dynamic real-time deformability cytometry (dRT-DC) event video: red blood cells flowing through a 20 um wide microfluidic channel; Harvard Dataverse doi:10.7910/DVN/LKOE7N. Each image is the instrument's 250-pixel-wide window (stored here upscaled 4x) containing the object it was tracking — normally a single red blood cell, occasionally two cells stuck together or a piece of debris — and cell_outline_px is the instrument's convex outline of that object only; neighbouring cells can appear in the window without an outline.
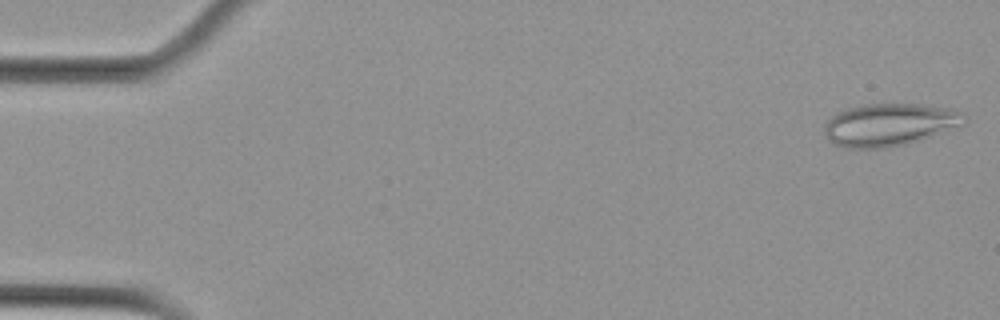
{"species": "Egyptian fruit bat (a non-hibernating species)", "species_latin": "Rousettus aegyptiacus", "temperature_condition": "cold", "stored_images_in_passage": 6, "camera_frame_rate_fps": 3000, "um_per_image_px": 0.085, "animal": {"sex": "female"}, "frame": {"image": 1, "passage_image": 1, "time_ms": 0.0, "image_size_px": [1000, 320], "cell_outline_px": [[968, 120], [964, 124], [904, 144], [884, 148], [844, 148], [828, 140], [824, 132], [824, 128], [828, 120], [836, 112], [844, 108], [864, 104], [920, 104], [948, 108], [964, 112], [968, 116]], "centroid_in_image_um": [75.58, 10.58], "position_along_channel_um": 9.4, "area_um2": 34.56}}